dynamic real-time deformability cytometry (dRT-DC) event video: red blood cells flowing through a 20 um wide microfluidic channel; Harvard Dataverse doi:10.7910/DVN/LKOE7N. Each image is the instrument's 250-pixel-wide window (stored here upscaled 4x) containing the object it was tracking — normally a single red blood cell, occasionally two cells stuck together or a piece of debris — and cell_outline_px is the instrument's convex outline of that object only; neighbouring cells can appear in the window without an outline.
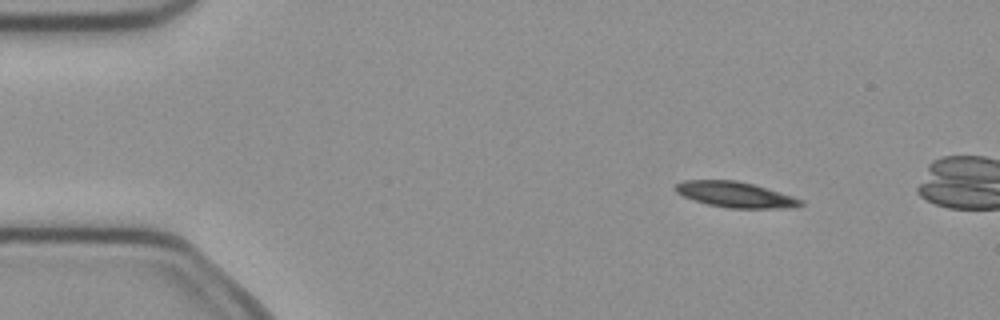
{"species": "common noctule bat (a hibernating species)", "species_latin": "Nyctalus noctula", "temperature_condition": "cold", "stored_images_in_passage": 5, "camera_frame_rate_fps": 3000, "um_per_image_px": 0.085, "animal": {"sex": "female", "body_mass_g": 21.9}, "frame": {"image": 1, "passage_image": 2, "time_ms": 0.333, "image_size_px": [1000, 320], "cell_outline_px": [[804, 204], [792, 208], [728, 208], [708, 204], [684, 196], [676, 192], [676, 184], [684, 180], [736, 180], [752, 184], [792, 196], [804, 200]], "centroid_in_image_um": [62.53, 16.54], "position_along_channel_um": 22.5, "area_um2": 18.44}}